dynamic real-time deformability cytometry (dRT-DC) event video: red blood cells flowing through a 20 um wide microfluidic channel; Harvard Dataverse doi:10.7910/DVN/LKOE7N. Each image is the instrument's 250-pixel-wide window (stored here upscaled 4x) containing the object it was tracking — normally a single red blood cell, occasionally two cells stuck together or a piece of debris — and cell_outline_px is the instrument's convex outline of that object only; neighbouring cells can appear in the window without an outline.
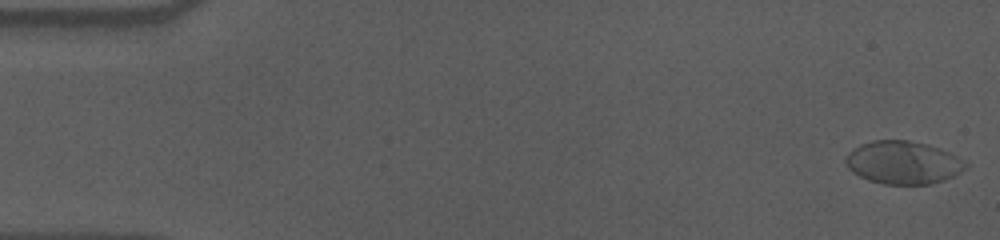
{"species": "human", "species_latin": "Homo sapiens", "temperature_condition": "cold", "stored_images_in_passage": 57, "camera_frame_rate_fps": 3000, "um_per_image_px": 0.085, "donor": {"sex": "male"}, "frame": {"image": 1, "passage_image": 1, "time_ms": 0.0, "image_size_px": [1000, 240], "cell_outline_px": [[968, 168], [956, 176], [932, 184], [884, 184], [868, 180], [852, 172], [848, 168], [844, 160], [848, 152], [852, 148], [860, 144], [872, 140], [908, 140], [928, 144], [948, 152], [964, 160], [968, 164]], "centroid_in_image_um": [76.77, 13.82], "position_along_channel_um": 8.2, "area_um2": 30.35}}
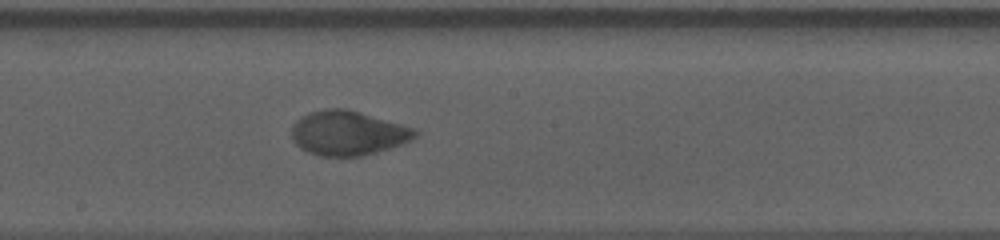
{"frame": {"image": 2, "passage_image": 31, "time_ms": 10.0, "image_size_px": [1000, 240], "cell_outline_px": [[420, 132], [416, 136], [400, 144], [376, 152], [360, 156], [320, 156], [308, 152], [300, 148], [292, 140], [292, 124], [300, 116], [308, 112], [324, 108], [344, 108], [360, 112], [400, 124], [412, 128]], "centroid_in_image_um": [29.5, 11.3], "position_along_channel_um": 218.7, "area_um2": 31.85}}
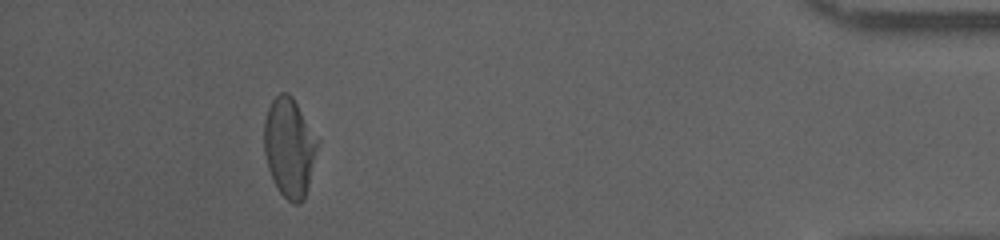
{"frame": {"image": 3, "passage_image": 52, "time_ms": 17.0, "image_size_px": [1000, 240], "cell_outline_px": [[320, 140], [304, 200], [300, 204], [292, 204], [280, 192], [268, 168], [264, 152], [264, 120], [268, 108], [272, 100], [280, 92], [288, 92], [292, 96]], "centroid_in_image_um": [24.61, 12.5], "position_along_channel_um": 410.6, "area_um2": 30.92}, "authors_computed_cell_mechanics": {"area_um2": 31.3854, "velocity_mm_per_s": 3.5684, "shape_relaxation_time_tau1_ms": 5.1212, "shape_relaxation_time_tau2_ms": 1.1538, "deformation_change_tau1": 0.1841, "deformation_change_tau2": 0.043}}